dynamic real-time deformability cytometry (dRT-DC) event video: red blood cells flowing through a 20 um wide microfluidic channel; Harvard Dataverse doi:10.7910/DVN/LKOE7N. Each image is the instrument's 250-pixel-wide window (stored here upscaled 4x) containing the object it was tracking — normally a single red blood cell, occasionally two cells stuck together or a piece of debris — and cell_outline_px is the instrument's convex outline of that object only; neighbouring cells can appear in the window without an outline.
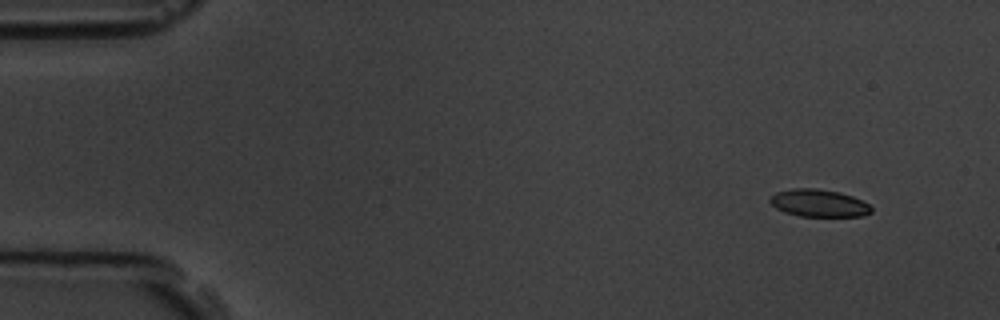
{"species": "common noctule bat (a hibernating species)", "species_latin": "Nyctalus noctula", "temperature_condition": "room temperature", "stored_images_in_passage": 5, "camera_frame_rate_fps": 3000, "um_per_image_px": 0.085, "animal": {"sex": "male", "body_mass_g": 19.5, "forearm_length_mm": 54.6}, "frame": {"image": 1, "passage_image": 1, "time_ms": 0.0, "image_size_px": [1000, 320], "cell_outline_px": [[872, 212], [864, 216], [800, 216], [784, 212], [776, 208], [768, 200], [776, 192], [792, 188], [816, 188], [840, 192], [852, 196], [868, 204], [872, 208]], "centroid_in_image_um": [69.59, 17.26], "position_along_channel_um": 15.4, "area_um2": 16.18}}
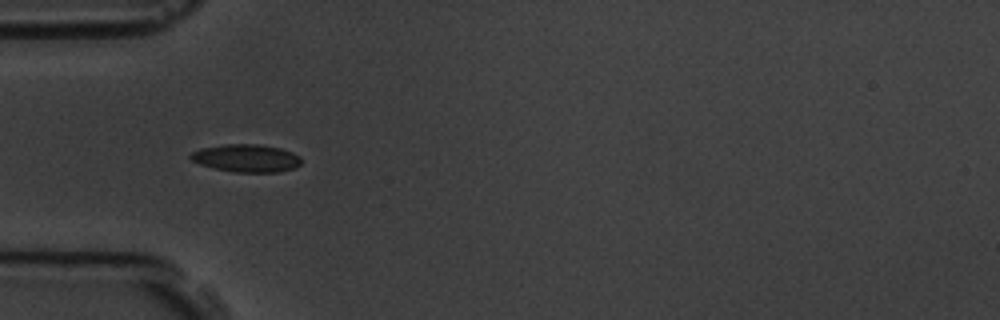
{"frame": {"image": 2, "passage_image": 4, "time_ms": 4.333, "image_size_px": [1000, 320], "cell_outline_px": [[300, 164], [292, 168], [280, 172], [232, 172], [212, 168], [200, 164], [192, 160], [188, 156], [192, 152], [200, 148], [224, 144], [260, 144], [280, 148], [292, 152], [300, 156]], "centroid_in_image_um": [20.91, 13.44], "position_along_channel_um": 64.1, "area_um2": 17.98}}
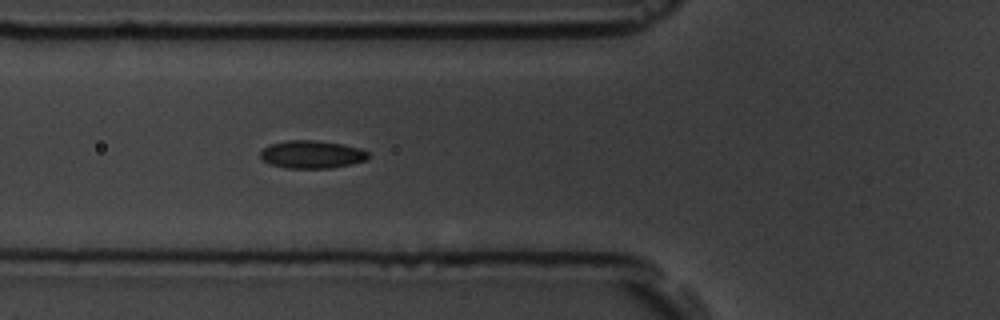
{"frame": {"image": 3, "passage_image": 5, "time_ms": 5.333, "image_size_px": [1000, 320], "cell_outline_px": [[368, 156], [364, 160], [352, 164], [328, 168], [288, 168], [268, 164], [260, 156], [260, 152], [268, 144], [288, 140], [312, 140], [344, 144], [360, 148], [368, 152]], "centroid_in_image_um": [26.48, 13.12], "position_along_channel_um": 99.3, "area_um2": 17.46}}